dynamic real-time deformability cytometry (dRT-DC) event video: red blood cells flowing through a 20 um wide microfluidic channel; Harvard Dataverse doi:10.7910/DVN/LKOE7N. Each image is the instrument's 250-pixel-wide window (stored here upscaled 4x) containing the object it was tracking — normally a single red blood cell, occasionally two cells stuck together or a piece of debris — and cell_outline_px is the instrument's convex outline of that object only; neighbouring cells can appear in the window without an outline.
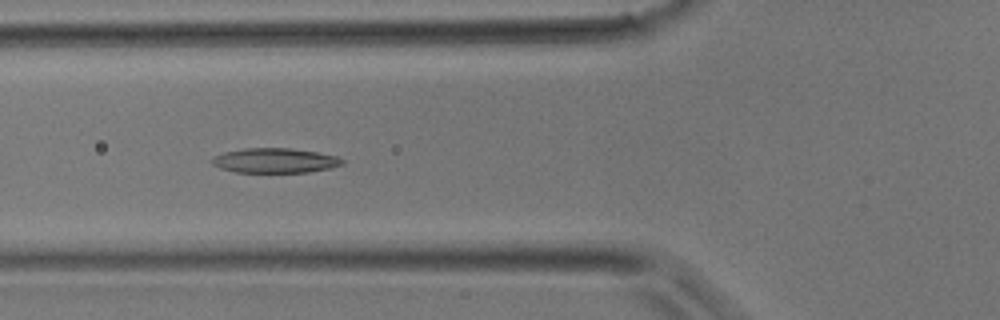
{"species": "common noctule bat (a hibernating species)", "species_latin": "Nyctalus noctula", "temperature_condition": "room temperature", "stored_images_in_passage": 11, "camera_frame_rate_fps": 3000, "um_per_image_px": 0.085, "animal": {"sex": "male", "body_mass_g": 17.9}, "frame": {"image": 1, "passage_image": 8, "time_ms": 2.333, "image_size_px": [1000, 320], "cell_outline_px": [[344, 164], [328, 168], [308, 172], [236, 172], [220, 168], [212, 164], [212, 160], [216, 156], [224, 152], [244, 148], [292, 148], [316, 152], [336, 156], [344, 160]], "centroid_in_image_um": [23.37, 13.64], "position_along_channel_um": 102.4, "area_um2": 18.61}}